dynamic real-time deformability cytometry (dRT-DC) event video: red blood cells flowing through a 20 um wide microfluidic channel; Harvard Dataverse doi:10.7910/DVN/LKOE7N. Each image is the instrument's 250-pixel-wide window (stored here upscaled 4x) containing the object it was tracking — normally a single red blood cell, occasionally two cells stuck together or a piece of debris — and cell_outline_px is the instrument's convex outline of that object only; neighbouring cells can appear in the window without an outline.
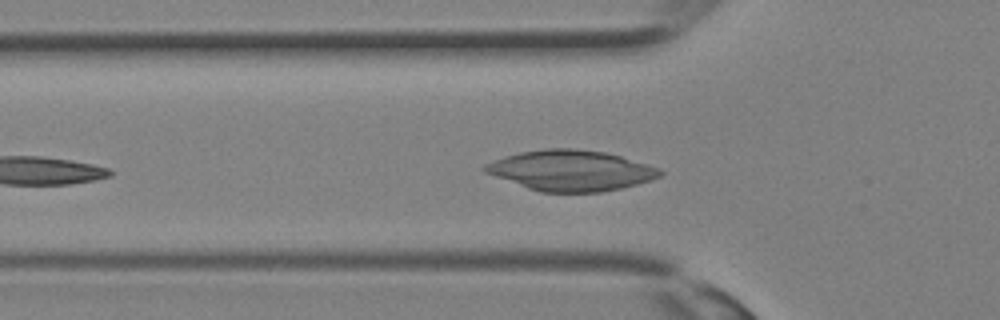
{"species": "Egyptian fruit bat (a non-hibernating species)", "species_latin": "Rousettus aegyptiacus", "temperature_condition": "room temperature", "stored_images_in_passage": 6, "camera_frame_rate_fps": 3000, "um_per_image_px": 0.085, "animal": {"sex": "female"}, "frame": {"image": 1, "passage_image": 5, "time_ms": 1.333, "image_size_px": [1000, 320], "cell_outline_px": [[664, 172], [660, 176], [652, 180], [620, 188], [600, 192], [540, 192], [528, 188], [484, 172], [480, 168], [484, 164], [520, 152], [544, 148], [576, 148], [604, 152], [620, 156], [660, 168]], "centroid_in_image_um": [48.53, 14.49], "position_along_channel_um": 77.3, "area_um2": 41.15}}